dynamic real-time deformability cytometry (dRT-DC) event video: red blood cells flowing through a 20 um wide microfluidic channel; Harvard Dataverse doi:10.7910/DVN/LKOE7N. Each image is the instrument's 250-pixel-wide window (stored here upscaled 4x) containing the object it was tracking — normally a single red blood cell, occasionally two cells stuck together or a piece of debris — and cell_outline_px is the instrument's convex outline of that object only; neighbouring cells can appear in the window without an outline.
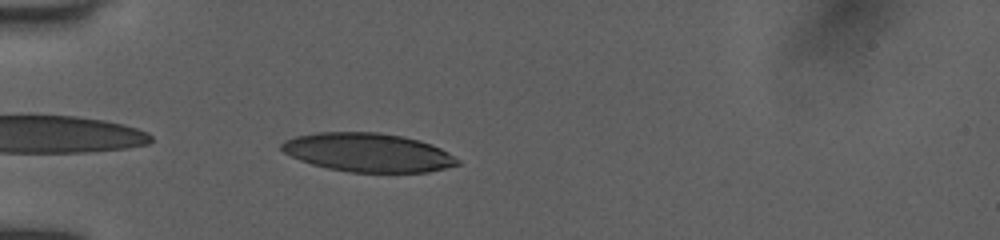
{"species": "human", "species_latin": "Homo sapiens", "temperature_condition": "room temperature", "stored_images_in_passage": 9, "camera_frame_rate_fps": 3000, "um_per_image_px": 0.085, "donor": {"sex": "female"}, "frame": {"image": 1, "passage_image": 9, "time_ms": 3.667, "image_size_px": [1000, 240], "cell_outline_px": [[460, 164], [428, 172], [352, 172], [328, 168], [312, 164], [300, 160], [284, 152], [280, 148], [280, 144], [284, 140], [296, 136], [320, 132], [380, 132], [404, 136], [420, 140], [432, 144], [448, 152], [460, 160]], "centroid_in_image_um": [31.29, 12.95], "position_along_channel_um": 53.7, "area_um2": 39.71}}